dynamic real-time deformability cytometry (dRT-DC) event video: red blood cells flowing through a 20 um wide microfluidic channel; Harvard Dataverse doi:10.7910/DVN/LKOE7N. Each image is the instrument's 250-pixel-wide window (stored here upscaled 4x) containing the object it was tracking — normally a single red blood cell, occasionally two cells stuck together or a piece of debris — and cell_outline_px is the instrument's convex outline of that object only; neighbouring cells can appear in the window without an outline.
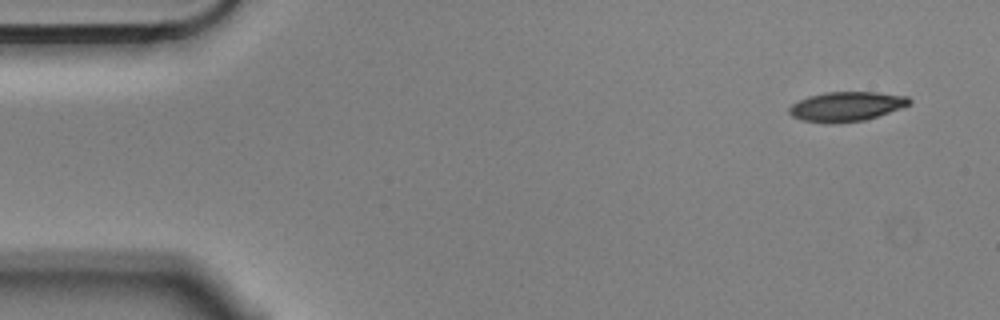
{"species": "Egyptian fruit bat (a non-hibernating species)", "species_latin": "Rousettus aegyptiacus", "temperature_condition": "cold", "stored_images_in_passage": 6, "camera_frame_rate_fps": 3000, "um_per_image_px": 0.085, "animal": {"sex": "male"}, "frame": {"image": 1, "passage_image": 1, "time_ms": 0.0, "image_size_px": [1000, 320], "cell_outline_px": [[912, 100], [908, 104], [900, 108], [864, 120], [800, 120], [792, 116], [788, 112], [788, 108], [792, 104], [808, 96], [824, 92], [876, 92], [908, 96]], "centroid_in_image_um": [71.95, 8.99], "position_along_channel_um": 13.1, "area_um2": 19.71}}
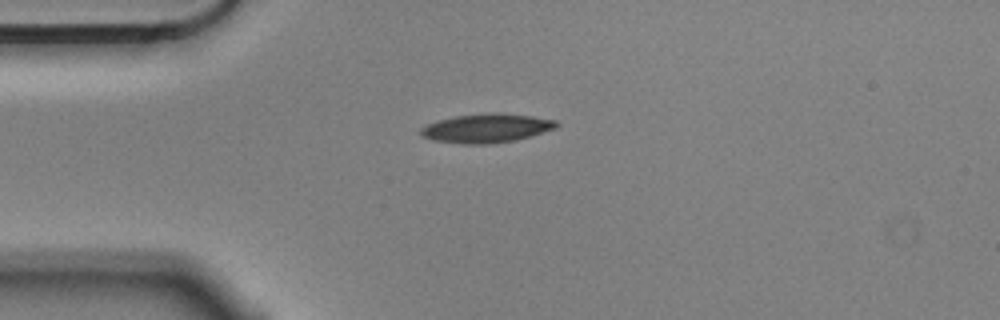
{"frame": {"image": 2, "passage_image": 4, "time_ms": 1.0, "image_size_px": [1000, 320], "cell_outline_px": [[560, 124], [556, 128], [516, 140], [488, 144], [464, 144], [432, 140], [424, 136], [420, 132], [420, 128], [428, 124], [440, 120], [456, 116], [492, 112], [500, 112], [532, 116], [556, 120]], "centroid_in_image_um": [41.38, 10.89], "position_along_channel_um": 43.6, "area_um2": 22.77}}
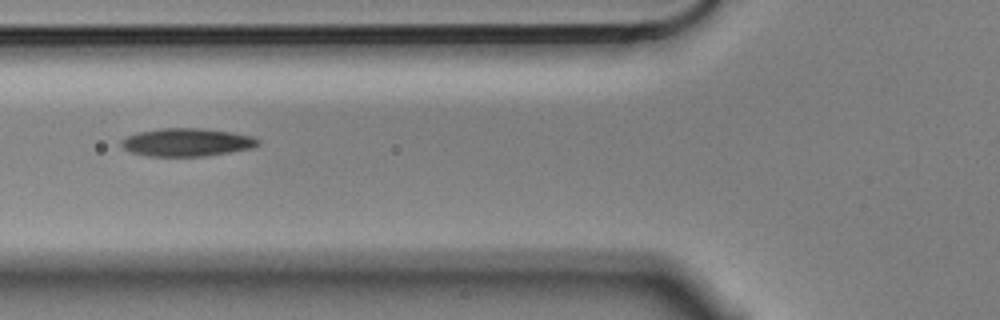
{"frame": {"image": 3, "passage_image": 6, "time_ms": 1.667, "image_size_px": [1000, 320], "cell_outline_px": [[260, 144], [252, 148], [204, 156], [148, 156], [132, 152], [124, 148], [120, 144], [120, 140], [128, 136], [140, 132], [160, 128], [200, 128], [232, 132], [252, 136], [260, 140]], "centroid_in_image_um": [15.89, 12.09], "position_along_channel_um": 109.9, "area_um2": 22.2}}